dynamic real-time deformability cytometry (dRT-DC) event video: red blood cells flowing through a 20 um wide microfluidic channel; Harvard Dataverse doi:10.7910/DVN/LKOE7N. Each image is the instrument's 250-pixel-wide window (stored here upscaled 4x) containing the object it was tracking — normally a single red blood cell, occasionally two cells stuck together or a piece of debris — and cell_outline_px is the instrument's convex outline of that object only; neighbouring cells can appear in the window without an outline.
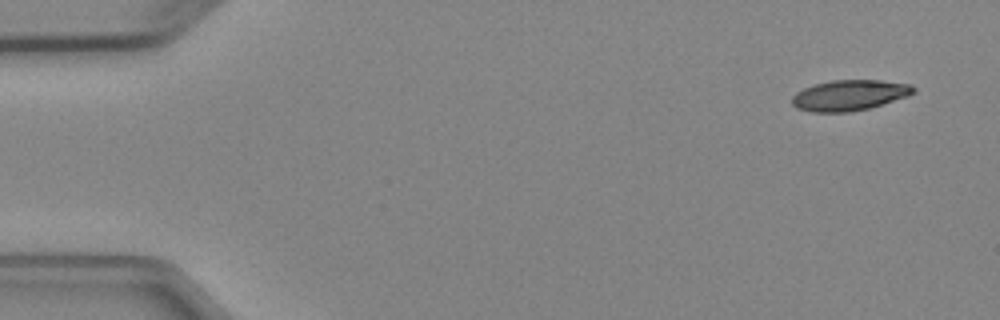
{"species": "Egyptian fruit bat (a non-hibernating species)", "species_latin": "Rousettus aegyptiacus", "temperature_condition": "cold", "stored_images_in_passage": 7, "camera_frame_rate_fps": 3000, "um_per_image_px": 0.085, "animal": {"sex": "female"}, "frame": {"image": 1, "passage_image": 1, "time_ms": 0.0, "image_size_px": [1000, 320], "cell_outline_px": [[916, 92], [908, 96], [868, 108], [848, 112], [812, 112], [796, 108], [792, 104], [792, 96], [796, 92], [804, 88], [816, 84], [832, 80], [880, 80], [912, 84], [916, 88]], "centroid_in_image_um": [72.21, 8.09], "position_along_channel_um": 12.8, "area_um2": 21.68}}
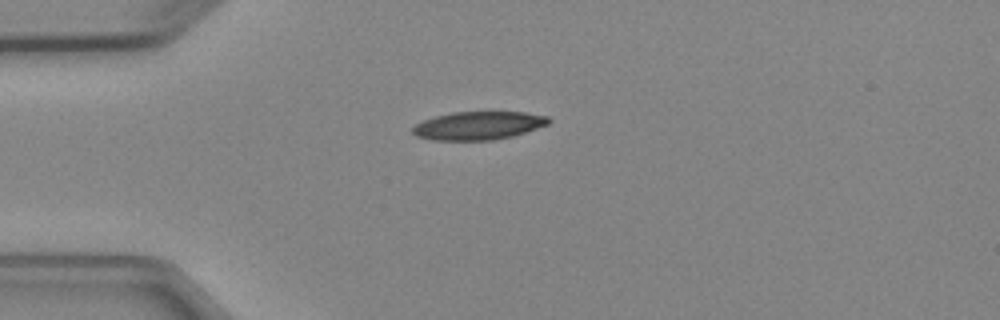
{"frame": {"image": 2, "passage_image": 4, "time_ms": 3.333, "image_size_px": [1000, 320], "cell_outline_px": [[552, 120], [548, 124], [512, 136], [492, 140], [432, 140], [416, 136], [412, 132], [412, 128], [416, 124], [424, 120], [436, 116], [452, 112], [524, 112], [548, 116]], "centroid_in_image_um": [40.66, 10.67], "position_along_channel_um": 44.3, "area_um2": 22.25}}